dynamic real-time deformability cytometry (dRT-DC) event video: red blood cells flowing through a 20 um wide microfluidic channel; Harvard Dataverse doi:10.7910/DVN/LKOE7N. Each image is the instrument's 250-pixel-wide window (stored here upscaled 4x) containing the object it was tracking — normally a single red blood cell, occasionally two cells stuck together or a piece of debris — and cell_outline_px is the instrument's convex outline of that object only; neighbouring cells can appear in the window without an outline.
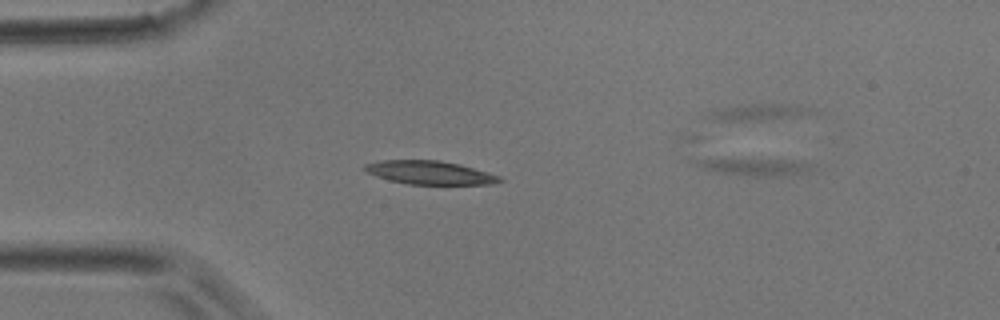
{"species": "common noctule bat (a hibernating species)", "species_latin": "Nyctalus noctula", "temperature_condition": "room temperature", "stored_images_in_passage": 3, "segment_of_instrument_passage": [2, 2], "camera_frame_rate_fps": 3000, "um_per_image_px": 0.085, "animal": {"sex": "male", "body_mass_g": 17.9}, "frame": {"image": 1, "passage_image": 3, "time_ms": 0.667, "image_size_px": [1000, 320], "cell_outline_px": [[816, 164], [808, 172], [784, 176], [752, 176], [724, 172], [704, 168], [692, 164], [692, 160], [800, 160]], "centroid_in_image_um": [64.37, 14.19], "position_along_channel_um": 20.6, "area_um2": 11.16}}